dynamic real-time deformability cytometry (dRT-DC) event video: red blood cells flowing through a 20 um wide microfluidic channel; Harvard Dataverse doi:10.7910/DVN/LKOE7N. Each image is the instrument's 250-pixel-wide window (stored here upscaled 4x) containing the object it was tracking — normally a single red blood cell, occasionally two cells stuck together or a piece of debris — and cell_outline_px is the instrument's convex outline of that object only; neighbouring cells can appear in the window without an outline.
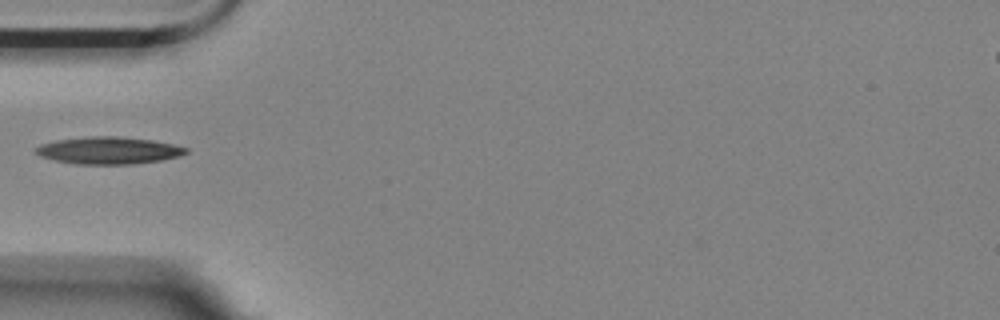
{"species": "Egyptian fruit bat (a non-hibernating species)", "species_latin": "Rousettus aegyptiacus", "temperature_condition": "room temperature", "stored_images_in_passage": 23, "camera_frame_rate_fps": 3000, "um_per_image_px": 0.085, "animal": {"sex": "female"}, "frame": {"image": 1, "passage_image": 1, "time_ms": 0.0, "image_size_px": [1000, 320], "cell_outline_px": [[188, 152], [176, 156], [160, 160], [128, 164], [76, 164], [56, 160], [40, 156], [36, 152], [36, 148], [40, 144], [56, 140], [88, 136], [116, 136], [152, 140], [172, 144], [188, 148]], "centroid_in_image_um": [9.2, 12.78], "position_along_channel_um": 75.8, "area_um2": 23.47}}
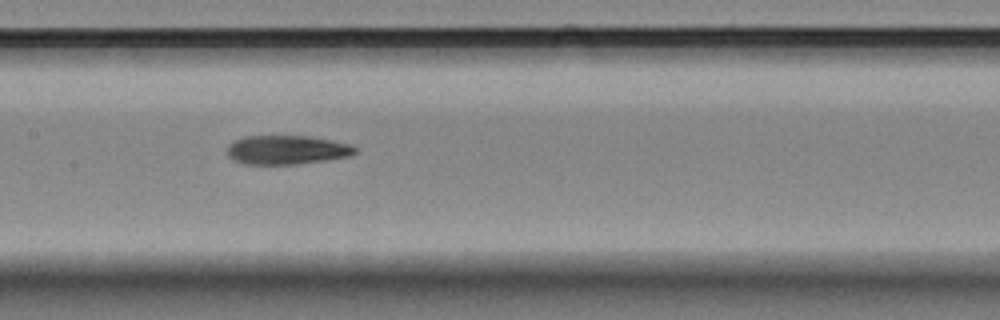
{"frame": {"image": 2, "passage_image": 10, "time_ms": 3.0, "image_size_px": [1000, 320], "cell_outline_px": [[356, 152], [348, 156], [324, 160], [296, 164], [244, 164], [232, 160], [228, 156], [228, 144], [244, 136], [308, 136], [352, 144], [356, 148]], "centroid_in_image_um": [24.35, 12.74], "position_along_channel_um": 183.1, "area_um2": 21.5}}
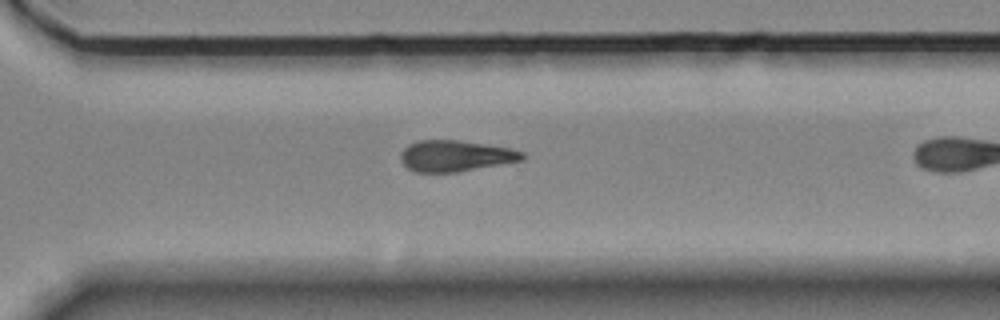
{"frame": {"image": 3, "passage_image": 19, "time_ms": 6.0, "image_size_px": [1000, 320], "cell_outline_px": [[524, 160], [456, 172], [416, 172], [408, 168], [400, 160], [400, 152], [408, 144], [420, 140], [460, 140], [512, 148], [524, 152]], "centroid_in_image_um": [38.71, 13.24], "position_along_channel_um": 331.9, "area_um2": 22.14}}